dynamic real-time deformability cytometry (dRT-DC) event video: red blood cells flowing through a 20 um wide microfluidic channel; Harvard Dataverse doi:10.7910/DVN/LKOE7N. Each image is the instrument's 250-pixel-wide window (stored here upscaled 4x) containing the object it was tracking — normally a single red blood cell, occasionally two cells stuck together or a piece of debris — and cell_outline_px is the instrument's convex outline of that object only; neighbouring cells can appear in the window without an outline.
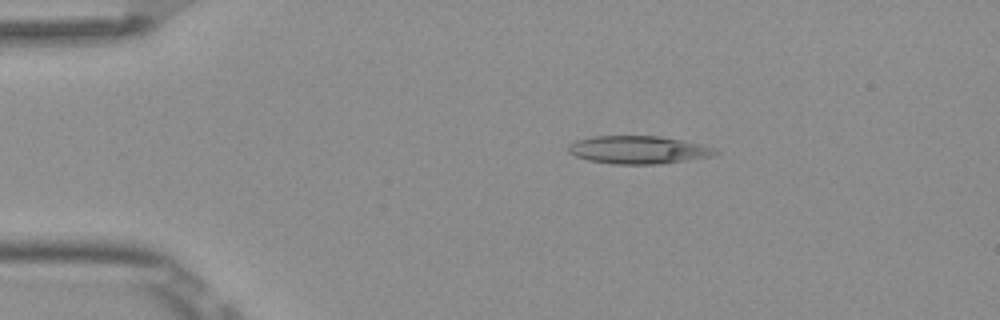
{"species": "Egyptian fruit bat (a non-hibernating species)", "species_latin": "Rousettus aegyptiacus", "temperature_condition": "room temperature", "stored_images_in_passage": 43, "camera_frame_rate_fps": 3000, "um_per_image_px": 0.085, "frame": {"image": 1, "passage_image": 1, "time_ms": 0.0, "image_size_px": [1000, 320], "cell_outline_px": [[720, 152], [712, 156], [660, 164], [612, 164], [588, 160], [576, 156], [568, 152], [568, 144], [576, 140], [592, 136], [660, 136], [684, 140], [716, 148]], "centroid_in_image_um": [54.26, 12.73], "position_along_channel_um": 30.7, "area_um2": 24.04}}
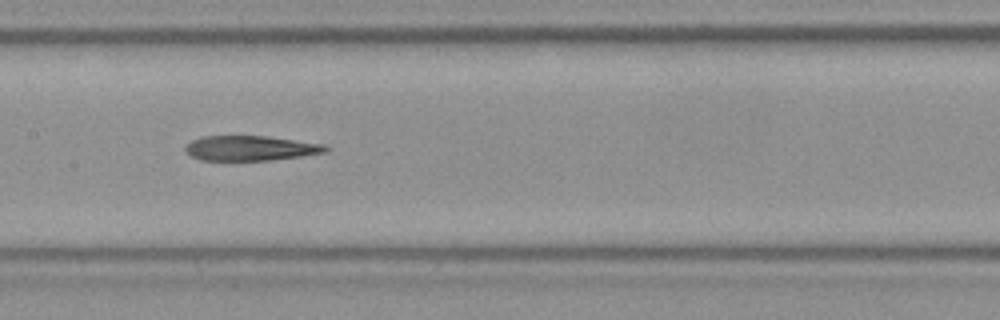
{"frame": {"image": 2, "passage_image": 17, "time_ms": 5.333, "image_size_px": [1000, 320], "cell_outline_px": [[332, 148], [328, 152], [300, 156], [268, 160], [200, 160], [184, 152], [184, 144], [192, 140], [204, 136], [268, 136], [324, 144]], "centroid_in_image_um": [21.29, 12.59], "position_along_channel_um": 186.1, "area_um2": 20.52}}
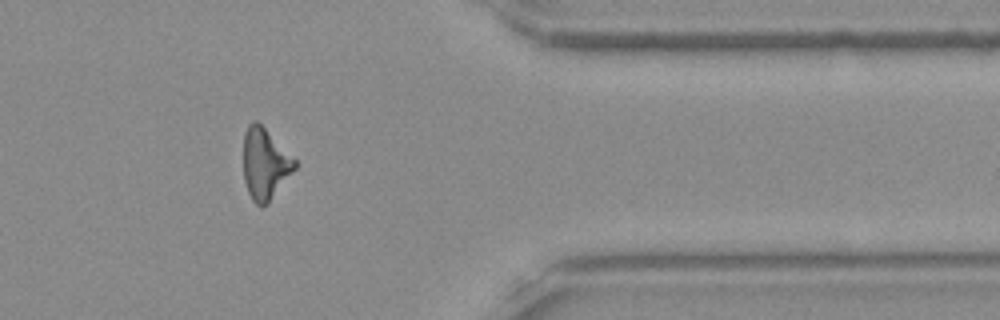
{"frame": {"image": 3, "passage_image": 34, "time_ms": 11.0, "image_size_px": [1000, 320], "cell_outline_px": [[296, 168], [268, 204], [260, 208], [252, 200], [248, 192], [244, 180], [244, 132], [248, 124], [252, 120], [256, 120], [296, 160]], "centroid_in_image_um": [22.51, 13.96], "position_along_channel_um": 388.9, "area_um2": 21.21}, "authors_computed_cell_mechanics": {"area_um2": 21.9062, "velocity_mm_per_s": 3.9001, "shape_relaxation_time_tau1_ms": null, "shape_relaxation_time_tau2_ms": 7.1981, "deformation_change_tau1": null, "deformation_change_tau2": 0.2305}}